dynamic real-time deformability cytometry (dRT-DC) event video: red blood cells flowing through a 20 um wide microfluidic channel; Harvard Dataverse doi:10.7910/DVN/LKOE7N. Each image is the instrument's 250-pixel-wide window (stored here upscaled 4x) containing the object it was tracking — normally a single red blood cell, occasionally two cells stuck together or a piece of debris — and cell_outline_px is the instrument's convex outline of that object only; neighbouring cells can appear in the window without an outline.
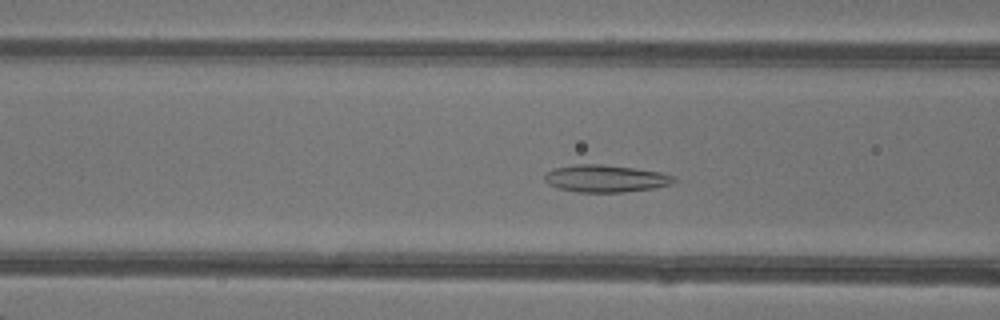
{"species": "common noctule bat (a hibernating species)", "species_latin": "Nyctalus noctula", "temperature_condition": "warm", "stored_images_in_passage": 46, "camera_frame_rate_fps": 3000, "um_per_image_px": 0.085, "animal": {"sex": "female"}, "frame": {"image": 1, "passage_image": 17, "time_ms": 5.333, "image_size_px": [1000, 320], "cell_outline_px": [[676, 180], [672, 184], [652, 188], [624, 192], [576, 192], [560, 188], [548, 184], [544, 180], [544, 176], [552, 168], [576, 164], [604, 164], [660, 172], [676, 176]], "centroid_in_image_um": [51.47, 15.17], "position_along_channel_um": 115.1, "area_um2": 20.52}}
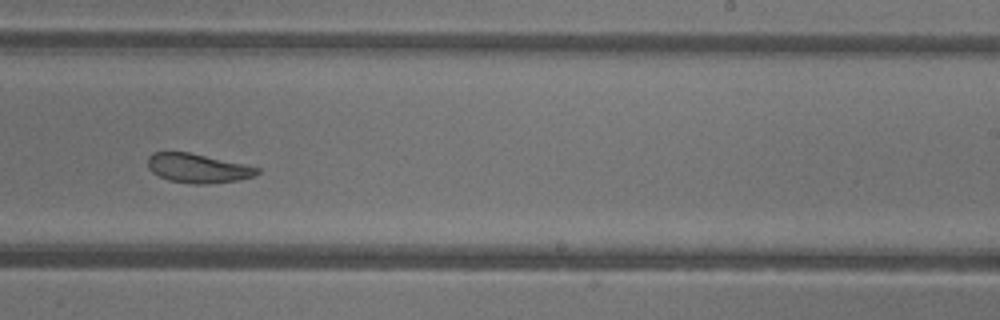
{"frame": {"image": 2, "passage_image": 28, "time_ms": 9.0, "image_size_px": [1000, 320], "cell_outline_px": [[260, 172], [252, 176], [236, 180], [204, 184], [192, 184], [168, 180], [152, 172], [148, 168], [148, 156], [152, 152], [188, 152], [260, 168]], "centroid_in_image_um": [16.76, 14.3], "position_along_channel_um": 272.2, "area_um2": 18.26}}
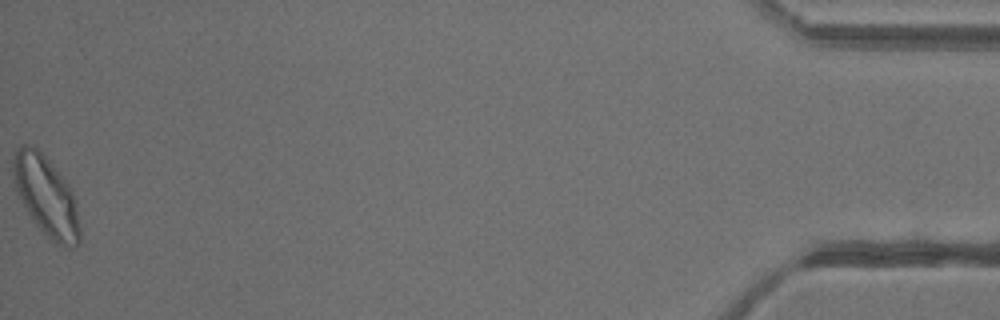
{"frame": {"image": 3, "passage_image": 46, "time_ms": 15.0, "image_size_px": [1000, 320], "cell_outline_px": [[80, 240], [72, 248], [64, 248], [56, 244], [44, 236], [32, 220], [16, 192], [12, 176], [12, 156], [16, 148], [24, 144], [28, 144], [36, 148], [48, 160], [68, 184], [72, 192], [80, 228]], "centroid_in_image_um": [3.88, 16.7], "position_along_channel_um": 431.3, "area_um2": 31.15}, "authors_computed_cell_mechanics": {"area_um2": 22.6576, "velocity_mm_per_s": 4.2858, "shape_relaxation_time_tau1_ms": 5.4724, "shape_relaxation_time_tau2_ms": 1.9948, "deformation_change_tau1": 0.1531, "deformation_change_tau2": 0.0851}}